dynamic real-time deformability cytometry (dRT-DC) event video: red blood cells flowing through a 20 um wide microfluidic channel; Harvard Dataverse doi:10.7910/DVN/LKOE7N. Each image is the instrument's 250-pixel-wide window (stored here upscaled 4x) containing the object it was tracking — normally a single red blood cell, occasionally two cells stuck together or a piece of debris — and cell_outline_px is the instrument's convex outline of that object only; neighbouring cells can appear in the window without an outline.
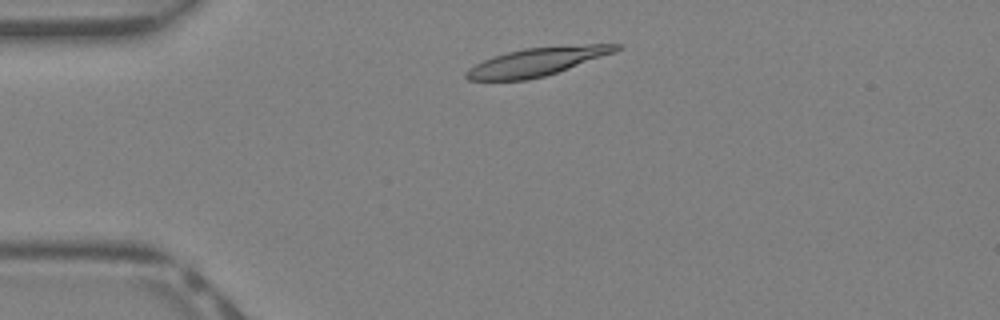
{"species": "Egyptian fruit bat (a non-hibernating species)", "species_latin": "Rousettus aegyptiacus", "temperature_condition": "warm", "stored_images_in_passage": 35, "camera_frame_rate_fps": 3000, "um_per_image_px": 0.085, "animal": {"sex": "female"}, "frame": {"image": 1, "passage_image": 4, "time_ms": 1.0, "image_size_px": [1000, 320], "cell_outline_px": [[624, 48], [568, 68], [544, 76], [528, 80], [468, 80], [464, 76], [464, 72], [468, 68], [484, 60], [508, 52], [524, 48], [588, 44], [624, 44]], "centroid_in_image_um": [45.62, 5.24], "position_along_channel_um": 39.4, "area_um2": 24.28}}
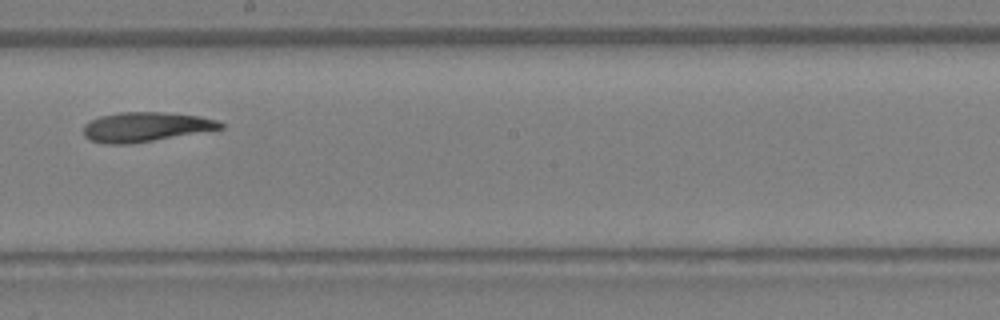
{"frame": {"image": 2, "passage_image": 18, "time_ms": 5.667, "image_size_px": [1000, 320], "cell_outline_px": [[224, 128], [128, 144], [104, 144], [92, 140], [84, 136], [84, 124], [88, 120], [100, 116], [120, 112], [164, 112], [200, 116], [216, 120], [224, 124]], "centroid_in_image_um": [12.34, 10.77], "position_along_channel_um": 235.9, "area_um2": 23.41}}
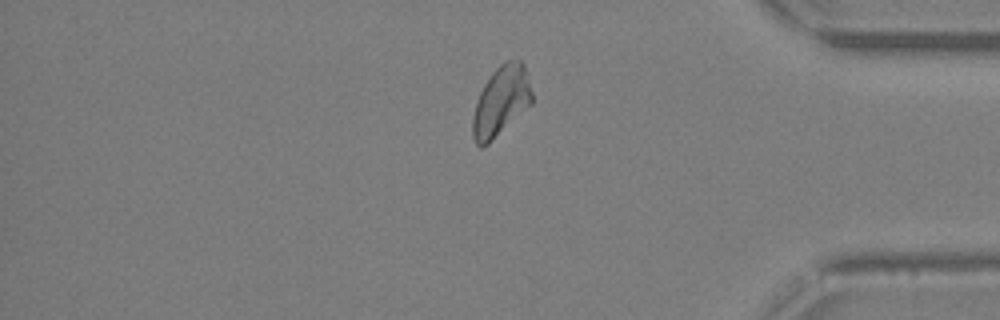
{"frame": {"image": 3, "passage_image": 29, "time_ms": 9.333, "image_size_px": [1000, 320], "cell_outline_px": [[532, 104], [488, 144], [480, 148], [476, 144], [472, 136], [472, 116], [476, 100], [484, 84], [492, 72], [504, 60], [520, 60], [524, 64], [532, 92]], "centroid_in_image_um": [42.57, 8.6], "position_along_channel_um": 392.6, "area_um2": 24.22}, "authors_computed_cell_mechanics": {"area_um2": 24.1026, "velocity_mm_per_s": 4.9357, "shape_relaxation_time_tau1_ms": 8.6282, "shape_relaxation_time_tau2_ms": 3.9045, "deformation_change_tau1": 0.2777, "deformation_change_tau2": 0.1327}}